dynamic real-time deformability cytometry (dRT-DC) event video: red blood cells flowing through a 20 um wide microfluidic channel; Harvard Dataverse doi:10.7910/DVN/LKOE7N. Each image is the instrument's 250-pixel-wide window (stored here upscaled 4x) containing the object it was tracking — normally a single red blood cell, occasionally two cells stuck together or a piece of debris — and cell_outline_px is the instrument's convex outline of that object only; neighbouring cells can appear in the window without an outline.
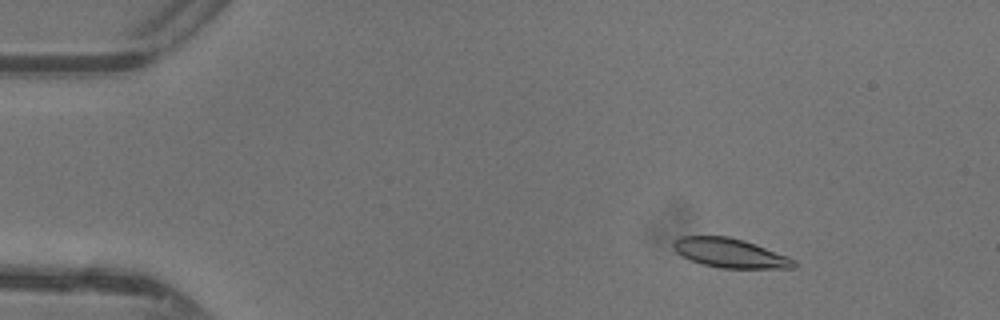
{"species": "common noctule bat (a hibernating species)", "species_latin": "Nyctalus noctula", "temperature_condition": "warm", "stored_images_in_passage": 48, "camera_frame_rate_fps": 3000, "um_per_image_px": 0.085, "animal": {"sex": "female"}, "frame": {"image": 1, "passage_image": 7, "time_ms": 2.0, "image_size_px": [1000, 320], "cell_outline_px": [[796, 268], [720, 268], [700, 264], [676, 252], [672, 248], [672, 244], [680, 236], [728, 236], [744, 240], [788, 256], [796, 260]], "centroid_in_image_um": [62.06, 21.51], "position_along_channel_um": 22.9, "area_um2": 20.58}}
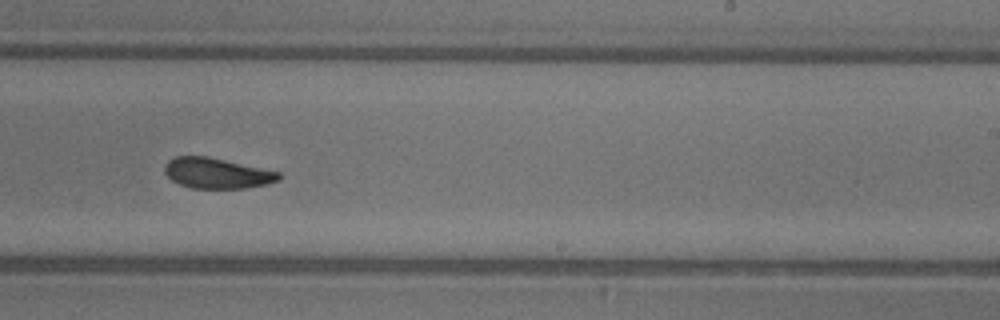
{"frame": {"image": 2, "passage_image": 30, "time_ms": 9.667, "image_size_px": [1000, 320], "cell_outline_px": [[280, 180], [268, 184], [244, 188], [192, 188], [180, 184], [172, 180], [164, 172], [164, 164], [168, 160], [176, 156], [208, 156], [280, 172]], "centroid_in_image_um": [18.43, 14.72], "position_along_channel_um": 270.6, "area_um2": 20.29}}
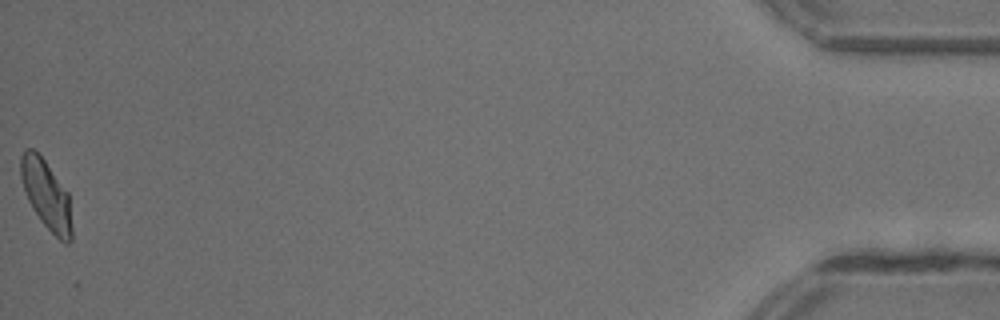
{"frame": {"image": 3, "passage_image": 48, "time_ms": 15.667, "image_size_px": [1000, 320], "cell_outline_px": [[72, 240], [68, 244], [64, 244], [40, 220], [32, 208], [28, 200], [20, 176], [20, 156], [24, 148], [32, 148], [44, 160], [68, 192], [72, 228]], "centroid_in_image_um": [3.93, 16.56], "position_along_channel_um": 431.3, "area_um2": 20.52}, "authors_computed_cell_mechanics": {"area_um2": 21.0392, "velocity_mm_per_s": 4.3685, "shape_relaxation_time_tau1_ms": 5.0937, "shape_relaxation_time_tau2_ms": 2.9518, "deformation_change_tau1": 0.1531, "deformation_change_tau2": 0.0813}}